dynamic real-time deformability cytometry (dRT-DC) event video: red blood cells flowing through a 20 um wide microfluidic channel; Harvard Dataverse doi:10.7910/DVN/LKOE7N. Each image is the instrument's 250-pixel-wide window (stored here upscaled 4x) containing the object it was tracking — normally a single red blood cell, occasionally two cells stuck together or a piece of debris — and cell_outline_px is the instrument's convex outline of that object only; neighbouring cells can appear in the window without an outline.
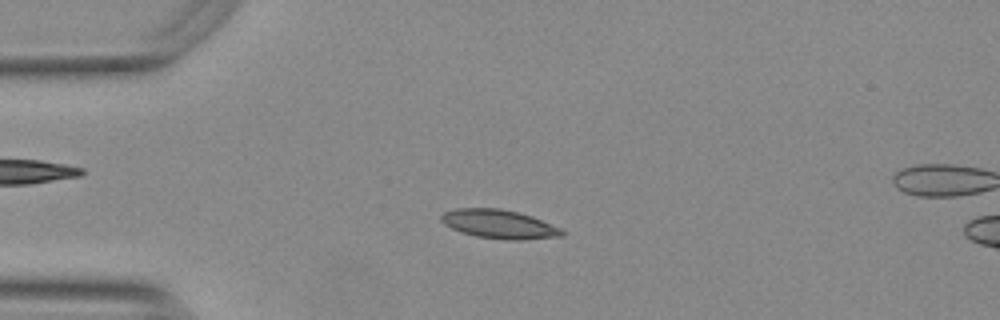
{"species": "Egyptian fruit bat (a non-hibernating species)", "species_latin": "Rousettus aegyptiacus", "temperature_condition": "warm", "stored_images_in_passage": 10, "camera_frame_rate_fps": 3000, "um_per_image_px": 0.085, "animal": {"sex": "female"}, "frame": {"image": 1, "passage_image": 6, "time_ms": 1.667, "image_size_px": [1000, 320], "cell_outline_px": [[564, 236], [520, 240], [508, 240], [476, 236], [460, 232], [444, 224], [440, 220], [440, 216], [444, 212], [456, 208], [500, 208], [532, 216], [560, 228], [564, 232]], "centroid_in_image_um": [42.4, 19.05], "position_along_channel_um": 42.6, "area_um2": 20.23}}